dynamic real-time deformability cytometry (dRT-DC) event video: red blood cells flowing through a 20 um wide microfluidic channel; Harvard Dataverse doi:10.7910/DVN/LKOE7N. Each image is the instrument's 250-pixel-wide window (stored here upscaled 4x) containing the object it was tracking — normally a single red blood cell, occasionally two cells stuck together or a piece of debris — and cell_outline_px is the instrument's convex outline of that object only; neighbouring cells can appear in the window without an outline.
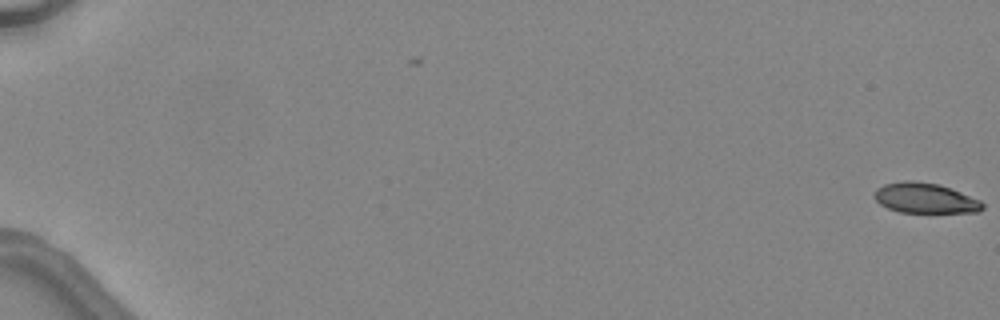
{"species": "common noctule bat (a hibernating species)", "species_latin": "Nyctalus noctula", "temperature_condition": "warm", "stored_images_in_passage": 7, "camera_frame_rate_fps": 3000, "um_per_image_px": 0.085, "animal": {"sex": "female", "body_mass_g": 24.6, "forearm_length_mm": 56.2}, "frame": {"image": 1, "passage_image": 1, "time_ms": 0.0, "image_size_px": [1000, 320], "cell_outline_px": [[984, 208], [980, 212], [900, 212], [888, 208], [880, 204], [876, 200], [872, 192], [876, 188], [884, 184], [904, 180], [916, 180], [940, 184], [980, 200], [984, 204]], "centroid_in_image_um": [78.61, 16.82], "position_along_channel_um": 6.4, "area_um2": 19.19}}
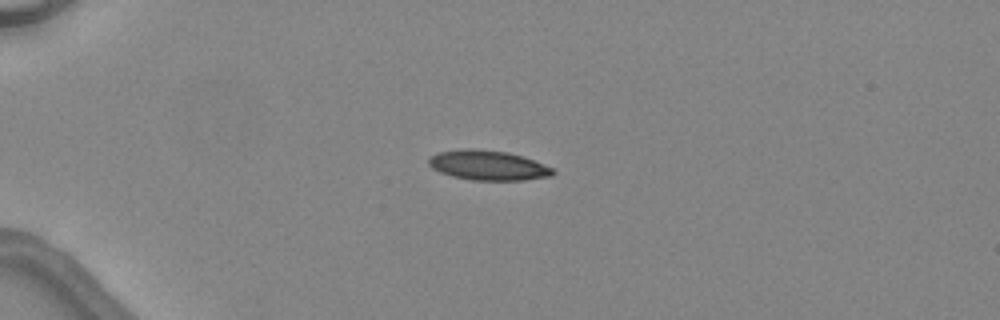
{"frame": {"image": 2, "passage_image": 5, "time_ms": 4.667, "image_size_px": [1000, 320], "cell_outline_px": [[556, 172], [552, 176], [524, 180], [472, 180], [452, 176], [440, 172], [432, 168], [428, 164], [428, 160], [432, 156], [440, 152], [464, 148], [476, 148], [508, 152], [532, 160], [552, 168]], "centroid_in_image_um": [41.47, 14.05], "position_along_channel_um": 43.5, "area_um2": 21.44}}